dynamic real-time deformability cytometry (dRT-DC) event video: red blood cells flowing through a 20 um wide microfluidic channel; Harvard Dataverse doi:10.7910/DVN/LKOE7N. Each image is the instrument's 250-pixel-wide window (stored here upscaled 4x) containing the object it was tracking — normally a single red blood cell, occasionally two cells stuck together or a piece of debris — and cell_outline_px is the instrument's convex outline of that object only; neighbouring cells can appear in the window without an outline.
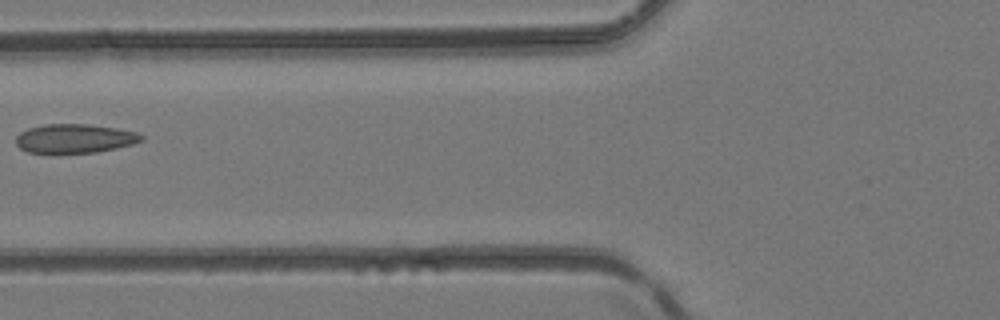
{"species": "common noctule bat (a hibernating species)", "species_latin": "Nyctalus noctula", "temperature_condition": "room temperature", "stored_images_in_passage": 3, "camera_frame_rate_fps": 3000, "um_per_image_px": 0.085, "animal": {"sex": "female", "body_mass_g": 24.6, "forearm_length_mm": 56.2}, "frame": {"image": 1, "passage_image": 3, "time_ms": 0.667, "image_size_px": [1000, 320], "cell_outline_px": [[144, 140], [132, 144], [116, 148], [96, 152], [28, 152], [20, 148], [16, 144], [16, 136], [20, 132], [28, 128], [44, 124], [88, 124], [116, 128], [136, 132], [144, 136]], "centroid_in_image_um": [6.35, 11.76], "position_along_channel_um": 119.4, "area_um2": 21.04}}